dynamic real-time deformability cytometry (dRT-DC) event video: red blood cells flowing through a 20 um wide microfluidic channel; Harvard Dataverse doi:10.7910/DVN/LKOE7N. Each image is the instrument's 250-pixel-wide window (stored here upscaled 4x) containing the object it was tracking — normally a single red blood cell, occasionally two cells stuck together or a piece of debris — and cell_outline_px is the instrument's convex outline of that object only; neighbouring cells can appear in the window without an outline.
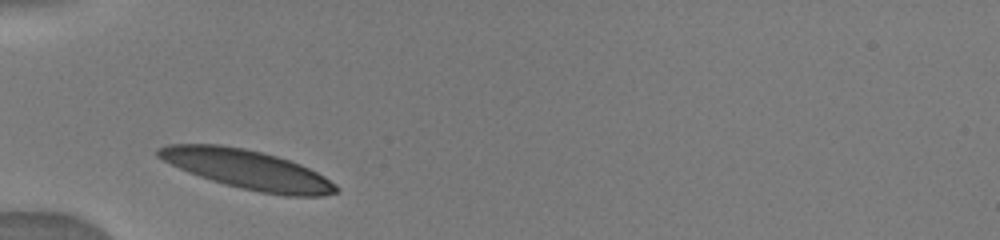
{"species": "human", "species_latin": "Homo sapiens", "temperature_condition": "warm", "stored_images_in_passage": 5, "camera_frame_rate_fps": 3000, "um_per_image_px": 0.085, "donor": {"sex": "male"}, "frame": {"image": 1, "passage_image": 1, "time_ms": 0.0, "image_size_px": [1000, 240], "cell_outline_px": [[340, 188], [336, 192], [324, 196], [288, 196], [260, 192], [240, 188], [224, 184], [188, 172], [156, 156], [156, 148], [168, 144], [220, 144], [244, 148], [276, 156], [300, 164], [324, 176], [336, 184]], "centroid_in_image_um": [21.03, 14.41], "position_along_channel_um": 64.0, "area_um2": 40.29}}
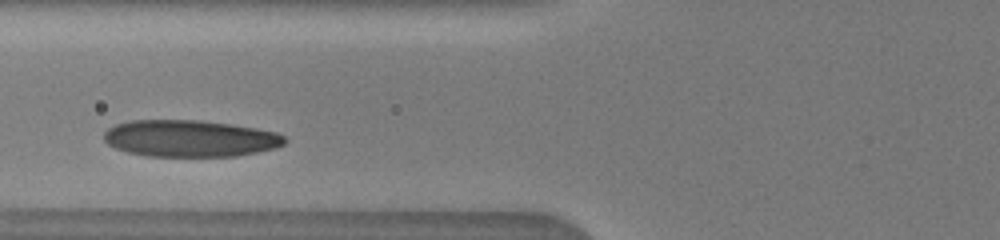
{"frame": {"image": 2, "passage_image": 3, "time_ms": 1.333, "image_size_px": [1000, 240], "cell_outline_px": [[288, 140], [284, 144], [276, 148], [236, 156], [148, 156], [128, 152], [116, 148], [108, 144], [104, 140], [104, 132], [108, 128], [116, 124], [132, 120], [200, 120], [232, 124], [256, 128], [276, 132], [284, 136]], "centroid_in_image_um": [16.16, 11.76], "position_along_channel_um": 109.6, "area_um2": 38.78}}